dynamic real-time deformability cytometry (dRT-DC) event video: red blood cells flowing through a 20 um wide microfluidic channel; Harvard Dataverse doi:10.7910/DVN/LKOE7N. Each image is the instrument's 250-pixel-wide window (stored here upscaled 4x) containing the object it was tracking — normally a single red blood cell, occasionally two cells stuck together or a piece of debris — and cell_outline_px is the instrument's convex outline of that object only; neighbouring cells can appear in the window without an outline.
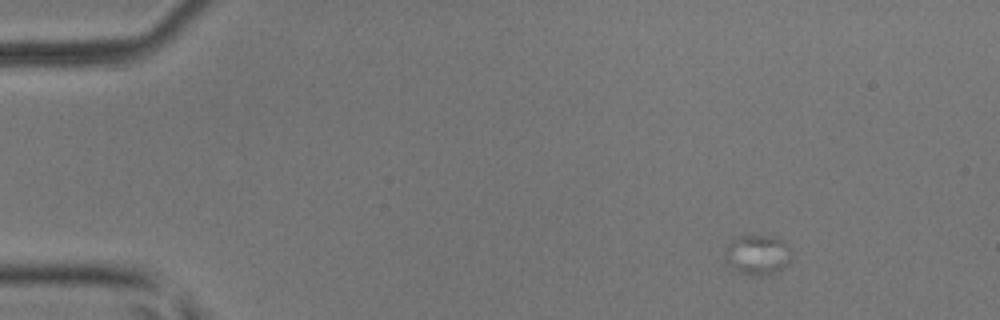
{"species": "common noctule bat (a hibernating species)", "species_latin": "Nyctalus noctula", "temperature_condition": "room temperature", "stored_images_in_passage": 4, "camera_frame_rate_fps": 3000, "um_per_image_px": 0.085, "animal": {"sex": "male", "body_mass_g": 17.9, "forearm_length_mm": 54.2}, "frame": {"image": 1, "passage_image": 2, "time_ms": 0.333, "image_size_px": [1000, 320], "cell_outline_px": [[788, 264], [784, 268], [776, 272], [740, 272], [724, 260], [724, 256], [728, 244], [736, 236], [772, 236], [788, 244]], "centroid_in_image_um": [64.35, 21.59], "position_along_channel_um": 20.6, "area_um2": 14.57}}